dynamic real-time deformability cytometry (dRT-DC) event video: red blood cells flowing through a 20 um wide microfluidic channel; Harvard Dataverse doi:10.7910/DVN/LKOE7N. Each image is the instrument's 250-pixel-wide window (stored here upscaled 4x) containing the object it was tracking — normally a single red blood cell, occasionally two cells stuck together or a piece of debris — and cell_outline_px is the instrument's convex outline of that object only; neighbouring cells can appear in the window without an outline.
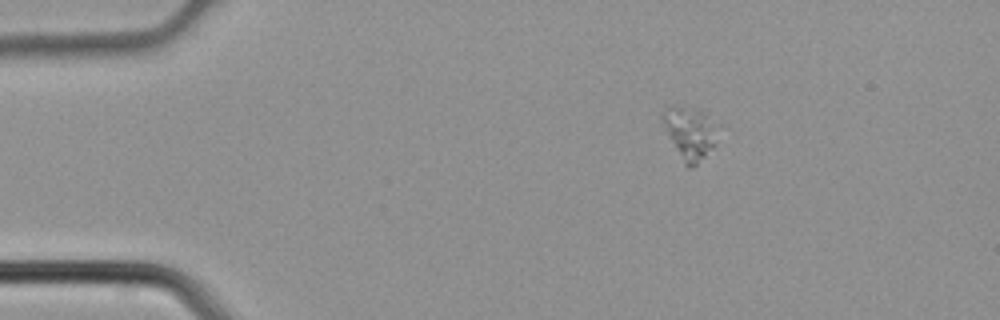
{"species": "common noctule bat (a hibernating species)", "species_latin": "Nyctalus noctula", "temperature_condition": "cold", "stored_images_in_passage": 2, "camera_frame_rate_fps": 3000, "um_per_image_px": 0.085, "animal": {"sex": "male", "body_mass_g": 21.5, "forearm_length_mm": 52.0}, "frame": {"image": 1, "passage_image": 1, "time_ms": 0.0, "image_size_px": [1000, 320], "cell_outline_px": [[716, 144], [692, 168], [688, 168], [684, 164], [660, 116], [672, 104], [700, 108], [708, 112]], "centroid_in_image_um": [58.61, 11.25], "position_along_channel_um": 26.4, "area_um2": 16.24}}
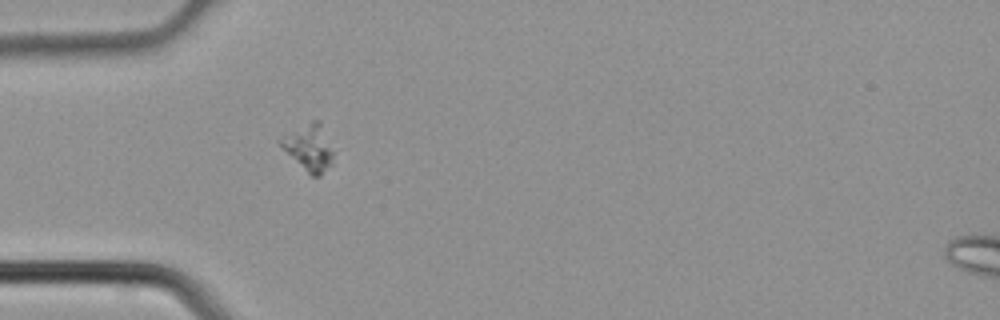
{"frame": {"image": 2, "passage_image": 2, "time_ms": 0.333, "image_size_px": [1000, 320], "cell_outline_px": [[332, 156], [328, 164], [320, 176], [312, 176], [280, 144], [280, 140], [312, 120], [320, 120], [332, 152]], "centroid_in_image_um": [26.3, 12.53], "position_along_channel_um": 58.7, "area_um2": 12.83}}